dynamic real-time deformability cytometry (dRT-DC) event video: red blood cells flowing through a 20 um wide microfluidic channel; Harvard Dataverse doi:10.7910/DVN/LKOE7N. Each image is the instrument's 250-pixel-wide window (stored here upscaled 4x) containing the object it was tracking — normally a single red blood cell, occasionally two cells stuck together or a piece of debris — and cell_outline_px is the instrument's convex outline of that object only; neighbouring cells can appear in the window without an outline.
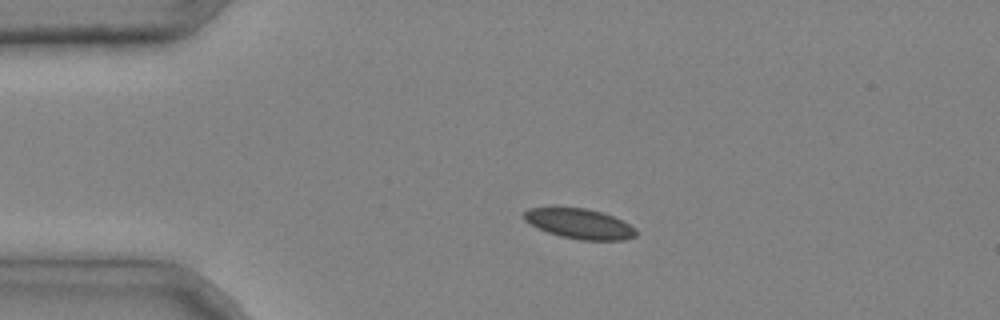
{"species": "common noctule bat (a hibernating species)", "species_latin": "Nyctalus noctula", "temperature_condition": "cold", "stored_images_in_passage": 4, "camera_frame_rate_fps": 3000, "um_per_image_px": 0.085, "animal": {"sex": "male", "body_mass_g": 20.4}, "frame": {"image": 1, "passage_image": 3, "time_ms": 0.667, "image_size_px": [1000, 320], "cell_outline_px": [[636, 236], [624, 240], [580, 240], [560, 236], [548, 232], [524, 220], [524, 212], [528, 208], [552, 204], [588, 208], [604, 212], [636, 228]], "centroid_in_image_um": [49.2, 18.96], "position_along_channel_um": 35.8, "area_um2": 20.29}}